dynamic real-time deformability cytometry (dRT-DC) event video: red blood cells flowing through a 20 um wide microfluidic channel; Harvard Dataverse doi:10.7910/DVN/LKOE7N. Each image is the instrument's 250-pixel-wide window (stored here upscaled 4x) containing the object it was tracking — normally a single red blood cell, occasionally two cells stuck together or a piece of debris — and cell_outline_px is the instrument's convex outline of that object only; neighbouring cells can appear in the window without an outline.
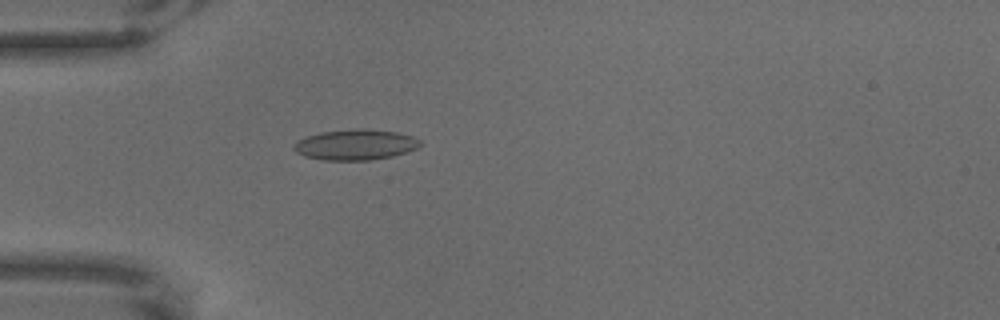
{"species": "common noctule bat (a hibernating species)", "species_latin": "Nyctalus noctula", "temperature_condition": "warm", "stored_images_in_passage": 65, "camera_frame_rate_fps": 3000, "um_per_image_px": 0.085, "animal": {"sex": "male", "body_mass_g": 18.8}, "frame": {"image": 1, "passage_image": 20, "time_ms": 6.333, "image_size_px": [1000, 320], "cell_outline_px": [[420, 144], [416, 148], [392, 156], [372, 160], [324, 160], [304, 156], [296, 152], [292, 148], [292, 144], [296, 140], [320, 132], [356, 128], [368, 128], [396, 132], [412, 136], [420, 140]], "centroid_in_image_um": [30.16, 12.29], "position_along_channel_um": 54.8, "area_um2": 22.6}}
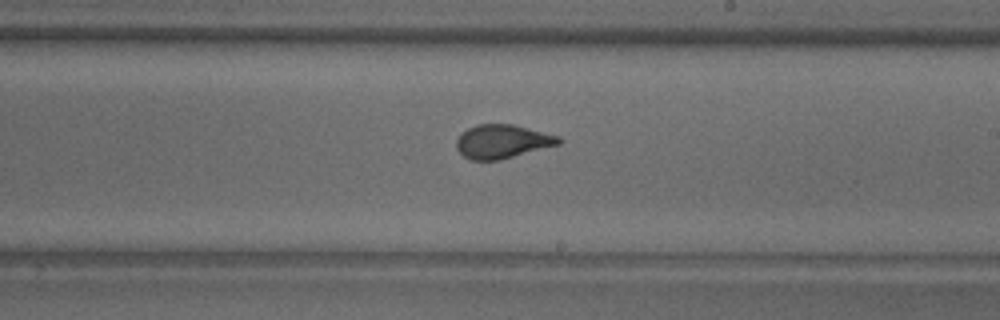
{"frame": {"image": 2, "passage_image": 39, "time_ms": 12.667, "image_size_px": [1000, 320], "cell_outline_px": [[564, 140], [560, 144], [500, 160], [472, 160], [464, 156], [456, 148], [456, 140], [460, 132], [476, 124], [512, 124], [560, 136]], "centroid_in_image_um": [42.7, 12.02], "position_along_channel_um": 246.3, "area_um2": 20.23}}
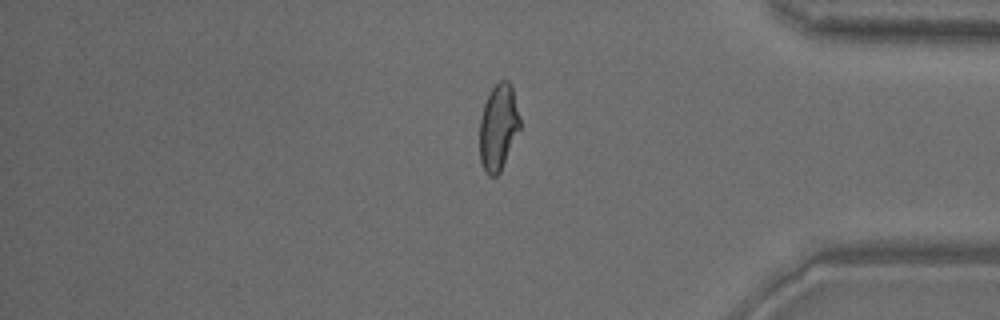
{"frame": {"image": 3, "passage_image": 55, "time_ms": 18.0, "image_size_px": [1000, 320], "cell_outline_px": [[520, 128], [500, 172], [496, 176], [488, 176], [480, 160], [480, 120], [484, 104], [492, 88], [500, 80], [508, 80], [512, 84], [520, 116]], "centroid_in_image_um": [42.37, 10.79], "position_along_channel_um": 392.8, "area_um2": 20.17}}